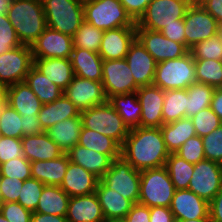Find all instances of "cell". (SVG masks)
<instances>
[{
    "mask_svg": "<svg viewBox=\"0 0 222 222\" xmlns=\"http://www.w3.org/2000/svg\"><path fill=\"white\" fill-rule=\"evenodd\" d=\"M169 154L160 127L131 128L121 146V156L139 171L165 166Z\"/></svg>",
    "mask_w": 222,
    "mask_h": 222,
    "instance_id": "6da1fadb",
    "label": "cell"
},
{
    "mask_svg": "<svg viewBox=\"0 0 222 222\" xmlns=\"http://www.w3.org/2000/svg\"><path fill=\"white\" fill-rule=\"evenodd\" d=\"M6 14L23 45L31 46L47 27L42 0H12Z\"/></svg>",
    "mask_w": 222,
    "mask_h": 222,
    "instance_id": "7a4b0ae2",
    "label": "cell"
},
{
    "mask_svg": "<svg viewBox=\"0 0 222 222\" xmlns=\"http://www.w3.org/2000/svg\"><path fill=\"white\" fill-rule=\"evenodd\" d=\"M194 83L195 62L190 51L180 58L157 63L152 85L167 91L187 89Z\"/></svg>",
    "mask_w": 222,
    "mask_h": 222,
    "instance_id": "3957f363",
    "label": "cell"
},
{
    "mask_svg": "<svg viewBox=\"0 0 222 222\" xmlns=\"http://www.w3.org/2000/svg\"><path fill=\"white\" fill-rule=\"evenodd\" d=\"M174 192V184L165 166L140 171L138 203L147 207H170Z\"/></svg>",
    "mask_w": 222,
    "mask_h": 222,
    "instance_id": "277c9868",
    "label": "cell"
},
{
    "mask_svg": "<svg viewBox=\"0 0 222 222\" xmlns=\"http://www.w3.org/2000/svg\"><path fill=\"white\" fill-rule=\"evenodd\" d=\"M82 127L97 131L123 145L129 133V127L107 101L106 103L81 111Z\"/></svg>",
    "mask_w": 222,
    "mask_h": 222,
    "instance_id": "5b68a950",
    "label": "cell"
},
{
    "mask_svg": "<svg viewBox=\"0 0 222 222\" xmlns=\"http://www.w3.org/2000/svg\"><path fill=\"white\" fill-rule=\"evenodd\" d=\"M48 27L74 36L84 21L83 3L78 0H42Z\"/></svg>",
    "mask_w": 222,
    "mask_h": 222,
    "instance_id": "8992f818",
    "label": "cell"
},
{
    "mask_svg": "<svg viewBox=\"0 0 222 222\" xmlns=\"http://www.w3.org/2000/svg\"><path fill=\"white\" fill-rule=\"evenodd\" d=\"M84 20L103 31L136 26L119 0H91L83 3Z\"/></svg>",
    "mask_w": 222,
    "mask_h": 222,
    "instance_id": "52a82bcc",
    "label": "cell"
},
{
    "mask_svg": "<svg viewBox=\"0 0 222 222\" xmlns=\"http://www.w3.org/2000/svg\"><path fill=\"white\" fill-rule=\"evenodd\" d=\"M193 0H150L136 27L161 31L166 25L184 19L187 8Z\"/></svg>",
    "mask_w": 222,
    "mask_h": 222,
    "instance_id": "ba28073f",
    "label": "cell"
},
{
    "mask_svg": "<svg viewBox=\"0 0 222 222\" xmlns=\"http://www.w3.org/2000/svg\"><path fill=\"white\" fill-rule=\"evenodd\" d=\"M100 182L108 189L115 190L124 198L138 203L140 193V171L126 161L122 156L113 159L108 171Z\"/></svg>",
    "mask_w": 222,
    "mask_h": 222,
    "instance_id": "9c48e42d",
    "label": "cell"
},
{
    "mask_svg": "<svg viewBox=\"0 0 222 222\" xmlns=\"http://www.w3.org/2000/svg\"><path fill=\"white\" fill-rule=\"evenodd\" d=\"M185 46L190 50L198 42L218 34L220 24L197 1H193L184 16Z\"/></svg>",
    "mask_w": 222,
    "mask_h": 222,
    "instance_id": "30bf717a",
    "label": "cell"
},
{
    "mask_svg": "<svg viewBox=\"0 0 222 222\" xmlns=\"http://www.w3.org/2000/svg\"><path fill=\"white\" fill-rule=\"evenodd\" d=\"M34 65L29 45H21L0 54V84L4 87L23 82Z\"/></svg>",
    "mask_w": 222,
    "mask_h": 222,
    "instance_id": "8fae6325",
    "label": "cell"
},
{
    "mask_svg": "<svg viewBox=\"0 0 222 222\" xmlns=\"http://www.w3.org/2000/svg\"><path fill=\"white\" fill-rule=\"evenodd\" d=\"M221 188L222 167L220 163L204 159L194 165L188 190L209 203Z\"/></svg>",
    "mask_w": 222,
    "mask_h": 222,
    "instance_id": "7c38bea8",
    "label": "cell"
},
{
    "mask_svg": "<svg viewBox=\"0 0 222 222\" xmlns=\"http://www.w3.org/2000/svg\"><path fill=\"white\" fill-rule=\"evenodd\" d=\"M102 84L108 99L135 92L139 88L125 59L103 60Z\"/></svg>",
    "mask_w": 222,
    "mask_h": 222,
    "instance_id": "4fadbf2b",
    "label": "cell"
},
{
    "mask_svg": "<svg viewBox=\"0 0 222 222\" xmlns=\"http://www.w3.org/2000/svg\"><path fill=\"white\" fill-rule=\"evenodd\" d=\"M136 38L157 63L180 58L189 52L184 44L169 40L160 31L136 27Z\"/></svg>",
    "mask_w": 222,
    "mask_h": 222,
    "instance_id": "5bb4252c",
    "label": "cell"
},
{
    "mask_svg": "<svg viewBox=\"0 0 222 222\" xmlns=\"http://www.w3.org/2000/svg\"><path fill=\"white\" fill-rule=\"evenodd\" d=\"M63 94L80 112L108 101L102 82L84 79L76 75Z\"/></svg>",
    "mask_w": 222,
    "mask_h": 222,
    "instance_id": "9a60e30c",
    "label": "cell"
},
{
    "mask_svg": "<svg viewBox=\"0 0 222 222\" xmlns=\"http://www.w3.org/2000/svg\"><path fill=\"white\" fill-rule=\"evenodd\" d=\"M30 47L33 58L70 59L74 45L71 36L47 26Z\"/></svg>",
    "mask_w": 222,
    "mask_h": 222,
    "instance_id": "2e32d148",
    "label": "cell"
},
{
    "mask_svg": "<svg viewBox=\"0 0 222 222\" xmlns=\"http://www.w3.org/2000/svg\"><path fill=\"white\" fill-rule=\"evenodd\" d=\"M125 60L139 87L152 85L157 62L137 38L130 44Z\"/></svg>",
    "mask_w": 222,
    "mask_h": 222,
    "instance_id": "e0dca14e",
    "label": "cell"
},
{
    "mask_svg": "<svg viewBox=\"0 0 222 222\" xmlns=\"http://www.w3.org/2000/svg\"><path fill=\"white\" fill-rule=\"evenodd\" d=\"M169 208L175 222L206 218L209 215V203L188 189L175 190Z\"/></svg>",
    "mask_w": 222,
    "mask_h": 222,
    "instance_id": "ac0fdd59",
    "label": "cell"
},
{
    "mask_svg": "<svg viewBox=\"0 0 222 222\" xmlns=\"http://www.w3.org/2000/svg\"><path fill=\"white\" fill-rule=\"evenodd\" d=\"M136 38V26L106 30L98 54L103 60L125 59L130 44Z\"/></svg>",
    "mask_w": 222,
    "mask_h": 222,
    "instance_id": "d6986e66",
    "label": "cell"
},
{
    "mask_svg": "<svg viewBox=\"0 0 222 222\" xmlns=\"http://www.w3.org/2000/svg\"><path fill=\"white\" fill-rule=\"evenodd\" d=\"M136 93L141 104V124L139 127H161L164 124L162 118L164 90L150 85L139 87Z\"/></svg>",
    "mask_w": 222,
    "mask_h": 222,
    "instance_id": "ffe728a7",
    "label": "cell"
},
{
    "mask_svg": "<svg viewBox=\"0 0 222 222\" xmlns=\"http://www.w3.org/2000/svg\"><path fill=\"white\" fill-rule=\"evenodd\" d=\"M100 179L82 166L69 162L63 182L60 187L69 197L92 194Z\"/></svg>",
    "mask_w": 222,
    "mask_h": 222,
    "instance_id": "44dd1931",
    "label": "cell"
},
{
    "mask_svg": "<svg viewBox=\"0 0 222 222\" xmlns=\"http://www.w3.org/2000/svg\"><path fill=\"white\" fill-rule=\"evenodd\" d=\"M66 218L68 222H105L96 193L70 197Z\"/></svg>",
    "mask_w": 222,
    "mask_h": 222,
    "instance_id": "7402d4cb",
    "label": "cell"
},
{
    "mask_svg": "<svg viewBox=\"0 0 222 222\" xmlns=\"http://www.w3.org/2000/svg\"><path fill=\"white\" fill-rule=\"evenodd\" d=\"M6 103L14 108L20 116H38L43 103L30 89L25 81L6 88Z\"/></svg>",
    "mask_w": 222,
    "mask_h": 222,
    "instance_id": "603a6c76",
    "label": "cell"
},
{
    "mask_svg": "<svg viewBox=\"0 0 222 222\" xmlns=\"http://www.w3.org/2000/svg\"><path fill=\"white\" fill-rule=\"evenodd\" d=\"M21 142L24 157L30 162L56 159L64 153L45 131L23 136Z\"/></svg>",
    "mask_w": 222,
    "mask_h": 222,
    "instance_id": "cb8c5ba5",
    "label": "cell"
},
{
    "mask_svg": "<svg viewBox=\"0 0 222 222\" xmlns=\"http://www.w3.org/2000/svg\"><path fill=\"white\" fill-rule=\"evenodd\" d=\"M67 155L70 162L82 166L99 179L108 171L113 161L108 155L82 147L79 144L72 147Z\"/></svg>",
    "mask_w": 222,
    "mask_h": 222,
    "instance_id": "d4e9b609",
    "label": "cell"
},
{
    "mask_svg": "<svg viewBox=\"0 0 222 222\" xmlns=\"http://www.w3.org/2000/svg\"><path fill=\"white\" fill-rule=\"evenodd\" d=\"M34 66L63 91L75 76L72 63L67 58H33Z\"/></svg>",
    "mask_w": 222,
    "mask_h": 222,
    "instance_id": "484cf974",
    "label": "cell"
},
{
    "mask_svg": "<svg viewBox=\"0 0 222 222\" xmlns=\"http://www.w3.org/2000/svg\"><path fill=\"white\" fill-rule=\"evenodd\" d=\"M69 162L67 153L52 160L33 161L31 162V176L44 185L60 186Z\"/></svg>",
    "mask_w": 222,
    "mask_h": 222,
    "instance_id": "4316f807",
    "label": "cell"
},
{
    "mask_svg": "<svg viewBox=\"0 0 222 222\" xmlns=\"http://www.w3.org/2000/svg\"><path fill=\"white\" fill-rule=\"evenodd\" d=\"M70 60L76 76L102 82L103 59L98 53L73 47Z\"/></svg>",
    "mask_w": 222,
    "mask_h": 222,
    "instance_id": "83f0119b",
    "label": "cell"
},
{
    "mask_svg": "<svg viewBox=\"0 0 222 222\" xmlns=\"http://www.w3.org/2000/svg\"><path fill=\"white\" fill-rule=\"evenodd\" d=\"M95 193L100 202L105 220L125 218L134 204L115 190L106 188L100 181Z\"/></svg>",
    "mask_w": 222,
    "mask_h": 222,
    "instance_id": "f1b7e54d",
    "label": "cell"
},
{
    "mask_svg": "<svg viewBox=\"0 0 222 222\" xmlns=\"http://www.w3.org/2000/svg\"><path fill=\"white\" fill-rule=\"evenodd\" d=\"M79 109L63 94L59 99L43 104L38 113L41 127L44 131L65 119L80 116Z\"/></svg>",
    "mask_w": 222,
    "mask_h": 222,
    "instance_id": "f546056e",
    "label": "cell"
},
{
    "mask_svg": "<svg viewBox=\"0 0 222 222\" xmlns=\"http://www.w3.org/2000/svg\"><path fill=\"white\" fill-rule=\"evenodd\" d=\"M81 128L82 120L77 116L60 121L45 132L64 153H67L78 144Z\"/></svg>",
    "mask_w": 222,
    "mask_h": 222,
    "instance_id": "4dcf8cb0",
    "label": "cell"
},
{
    "mask_svg": "<svg viewBox=\"0 0 222 222\" xmlns=\"http://www.w3.org/2000/svg\"><path fill=\"white\" fill-rule=\"evenodd\" d=\"M160 129L166 148L170 153H175L190 137L196 135L192 120L187 117L163 124Z\"/></svg>",
    "mask_w": 222,
    "mask_h": 222,
    "instance_id": "1f68e13d",
    "label": "cell"
},
{
    "mask_svg": "<svg viewBox=\"0 0 222 222\" xmlns=\"http://www.w3.org/2000/svg\"><path fill=\"white\" fill-rule=\"evenodd\" d=\"M69 200V195L60 186L44 185L35 212L66 216Z\"/></svg>",
    "mask_w": 222,
    "mask_h": 222,
    "instance_id": "d6a6232c",
    "label": "cell"
},
{
    "mask_svg": "<svg viewBox=\"0 0 222 222\" xmlns=\"http://www.w3.org/2000/svg\"><path fill=\"white\" fill-rule=\"evenodd\" d=\"M123 122L131 128L139 127L141 124V104L136 91L122 95H114L108 99Z\"/></svg>",
    "mask_w": 222,
    "mask_h": 222,
    "instance_id": "836d02e7",
    "label": "cell"
},
{
    "mask_svg": "<svg viewBox=\"0 0 222 222\" xmlns=\"http://www.w3.org/2000/svg\"><path fill=\"white\" fill-rule=\"evenodd\" d=\"M78 144L106 154L112 160L121 156V146L114 139L88 128H81Z\"/></svg>",
    "mask_w": 222,
    "mask_h": 222,
    "instance_id": "e575fe53",
    "label": "cell"
},
{
    "mask_svg": "<svg viewBox=\"0 0 222 222\" xmlns=\"http://www.w3.org/2000/svg\"><path fill=\"white\" fill-rule=\"evenodd\" d=\"M43 103H51L63 95V90L43 75L34 65L24 80Z\"/></svg>",
    "mask_w": 222,
    "mask_h": 222,
    "instance_id": "d590c367",
    "label": "cell"
},
{
    "mask_svg": "<svg viewBox=\"0 0 222 222\" xmlns=\"http://www.w3.org/2000/svg\"><path fill=\"white\" fill-rule=\"evenodd\" d=\"M187 98V89L164 91V104L162 108L164 124L186 117Z\"/></svg>",
    "mask_w": 222,
    "mask_h": 222,
    "instance_id": "8d00e7d4",
    "label": "cell"
},
{
    "mask_svg": "<svg viewBox=\"0 0 222 222\" xmlns=\"http://www.w3.org/2000/svg\"><path fill=\"white\" fill-rule=\"evenodd\" d=\"M165 167L168 170L175 190L188 189L194 171L193 164H190L176 153H170L166 160Z\"/></svg>",
    "mask_w": 222,
    "mask_h": 222,
    "instance_id": "74e56055",
    "label": "cell"
},
{
    "mask_svg": "<svg viewBox=\"0 0 222 222\" xmlns=\"http://www.w3.org/2000/svg\"><path fill=\"white\" fill-rule=\"evenodd\" d=\"M215 88L202 83H194L187 88L186 117L191 118L200 110L210 107Z\"/></svg>",
    "mask_w": 222,
    "mask_h": 222,
    "instance_id": "f35d334b",
    "label": "cell"
},
{
    "mask_svg": "<svg viewBox=\"0 0 222 222\" xmlns=\"http://www.w3.org/2000/svg\"><path fill=\"white\" fill-rule=\"evenodd\" d=\"M196 82L207 84L215 89L222 88V61L194 60Z\"/></svg>",
    "mask_w": 222,
    "mask_h": 222,
    "instance_id": "ab89813d",
    "label": "cell"
},
{
    "mask_svg": "<svg viewBox=\"0 0 222 222\" xmlns=\"http://www.w3.org/2000/svg\"><path fill=\"white\" fill-rule=\"evenodd\" d=\"M103 33V30L98 29L84 20L72 37L73 45L77 48H83L98 53Z\"/></svg>",
    "mask_w": 222,
    "mask_h": 222,
    "instance_id": "60d3db41",
    "label": "cell"
},
{
    "mask_svg": "<svg viewBox=\"0 0 222 222\" xmlns=\"http://www.w3.org/2000/svg\"><path fill=\"white\" fill-rule=\"evenodd\" d=\"M0 120L2 136L22 138L21 116L6 102L0 108Z\"/></svg>",
    "mask_w": 222,
    "mask_h": 222,
    "instance_id": "b9f144b4",
    "label": "cell"
},
{
    "mask_svg": "<svg viewBox=\"0 0 222 222\" xmlns=\"http://www.w3.org/2000/svg\"><path fill=\"white\" fill-rule=\"evenodd\" d=\"M194 60L212 59L222 61V42L218 34L198 42L189 50Z\"/></svg>",
    "mask_w": 222,
    "mask_h": 222,
    "instance_id": "7bdbcfd3",
    "label": "cell"
},
{
    "mask_svg": "<svg viewBox=\"0 0 222 222\" xmlns=\"http://www.w3.org/2000/svg\"><path fill=\"white\" fill-rule=\"evenodd\" d=\"M44 184L34 178L23 181V186L19 194L18 203L24 208L35 212Z\"/></svg>",
    "mask_w": 222,
    "mask_h": 222,
    "instance_id": "ee69618b",
    "label": "cell"
},
{
    "mask_svg": "<svg viewBox=\"0 0 222 222\" xmlns=\"http://www.w3.org/2000/svg\"><path fill=\"white\" fill-rule=\"evenodd\" d=\"M190 119L195 127L196 135L199 137L210 134L222 124L219 116L210 107L200 110Z\"/></svg>",
    "mask_w": 222,
    "mask_h": 222,
    "instance_id": "f6af8a7d",
    "label": "cell"
},
{
    "mask_svg": "<svg viewBox=\"0 0 222 222\" xmlns=\"http://www.w3.org/2000/svg\"><path fill=\"white\" fill-rule=\"evenodd\" d=\"M0 177L17 178L22 181L32 178L31 162L25 157L10 159L0 164Z\"/></svg>",
    "mask_w": 222,
    "mask_h": 222,
    "instance_id": "bcb514c9",
    "label": "cell"
},
{
    "mask_svg": "<svg viewBox=\"0 0 222 222\" xmlns=\"http://www.w3.org/2000/svg\"><path fill=\"white\" fill-rule=\"evenodd\" d=\"M205 159L222 163V124L210 134L201 137Z\"/></svg>",
    "mask_w": 222,
    "mask_h": 222,
    "instance_id": "7dc6e473",
    "label": "cell"
},
{
    "mask_svg": "<svg viewBox=\"0 0 222 222\" xmlns=\"http://www.w3.org/2000/svg\"><path fill=\"white\" fill-rule=\"evenodd\" d=\"M175 153L193 165L205 159L202 139L197 135L190 137Z\"/></svg>",
    "mask_w": 222,
    "mask_h": 222,
    "instance_id": "c3c4849f",
    "label": "cell"
},
{
    "mask_svg": "<svg viewBox=\"0 0 222 222\" xmlns=\"http://www.w3.org/2000/svg\"><path fill=\"white\" fill-rule=\"evenodd\" d=\"M21 45L7 14H0V54H4Z\"/></svg>",
    "mask_w": 222,
    "mask_h": 222,
    "instance_id": "681fc988",
    "label": "cell"
},
{
    "mask_svg": "<svg viewBox=\"0 0 222 222\" xmlns=\"http://www.w3.org/2000/svg\"><path fill=\"white\" fill-rule=\"evenodd\" d=\"M18 157H24L21 138L2 136L0 138V164Z\"/></svg>",
    "mask_w": 222,
    "mask_h": 222,
    "instance_id": "f907efd6",
    "label": "cell"
},
{
    "mask_svg": "<svg viewBox=\"0 0 222 222\" xmlns=\"http://www.w3.org/2000/svg\"><path fill=\"white\" fill-rule=\"evenodd\" d=\"M23 181L17 178L0 177V198L3 203L17 202Z\"/></svg>",
    "mask_w": 222,
    "mask_h": 222,
    "instance_id": "816d5d0a",
    "label": "cell"
},
{
    "mask_svg": "<svg viewBox=\"0 0 222 222\" xmlns=\"http://www.w3.org/2000/svg\"><path fill=\"white\" fill-rule=\"evenodd\" d=\"M32 211L24 208L18 202H6L2 204L1 214L9 222H31Z\"/></svg>",
    "mask_w": 222,
    "mask_h": 222,
    "instance_id": "f5cc1de1",
    "label": "cell"
},
{
    "mask_svg": "<svg viewBox=\"0 0 222 222\" xmlns=\"http://www.w3.org/2000/svg\"><path fill=\"white\" fill-rule=\"evenodd\" d=\"M184 20L177 19V23L166 25L160 32L169 40L185 45Z\"/></svg>",
    "mask_w": 222,
    "mask_h": 222,
    "instance_id": "db71d44e",
    "label": "cell"
},
{
    "mask_svg": "<svg viewBox=\"0 0 222 222\" xmlns=\"http://www.w3.org/2000/svg\"><path fill=\"white\" fill-rule=\"evenodd\" d=\"M131 18L137 22L144 14L150 0H119Z\"/></svg>",
    "mask_w": 222,
    "mask_h": 222,
    "instance_id": "11a10c76",
    "label": "cell"
},
{
    "mask_svg": "<svg viewBox=\"0 0 222 222\" xmlns=\"http://www.w3.org/2000/svg\"><path fill=\"white\" fill-rule=\"evenodd\" d=\"M124 219L126 222H150V207L134 203Z\"/></svg>",
    "mask_w": 222,
    "mask_h": 222,
    "instance_id": "9f6ffc18",
    "label": "cell"
},
{
    "mask_svg": "<svg viewBox=\"0 0 222 222\" xmlns=\"http://www.w3.org/2000/svg\"><path fill=\"white\" fill-rule=\"evenodd\" d=\"M22 121V137L27 135H38L44 130L41 127L38 116L25 117L21 116Z\"/></svg>",
    "mask_w": 222,
    "mask_h": 222,
    "instance_id": "6f0895ef",
    "label": "cell"
},
{
    "mask_svg": "<svg viewBox=\"0 0 222 222\" xmlns=\"http://www.w3.org/2000/svg\"><path fill=\"white\" fill-rule=\"evenodd\" d=\"M150 222H175L169 207H150Z\"/></svg>",
    "mask_w": 222,
    "mask_h": 222,
    "instance_id": "680465c9",
    "label": "cell"
},
{
    "mask_svg": "<svg viewBox=\"0 0 222 222\" xmlns=\"http://www.w3.org/2000/svg\"><path fill=\"white\" fill-rule=\"evenodd\" d=\"M219 24H222V0H196Z\"/></svg>",
    "mask_w": 222,
    "mask_h": 222,
    "instance_id": "91938a15",
    "label": "cell"
},
{
    "mask_svg": "<svg viewBox=\"0 0 222 222\" xmlns=\"http://www.w3.org/2000/svg\"><path fill=\"white\" fill-rule=\"evenodd\" d=\"M209 216L212 222H222V188L209 202Z\"/></svg>",
    "mask_w": 222,
    "mask_h": 222,
    "instance_id": "94428289",
    "label": "cell"
},
{
    "mask_svg": "<svg viewBox=\"0 0 222 222\" xmlns=\"http://www.w3.org/2000/svg\"><path fill=\"white\" fill-rule=\"evenodd\" d=\"M31 222H68L66 216L33 212Z\"/></svg>",
    "mask_w": 222,
    "mask_h": 222,
    "instance_id": "6125c7cd",
    "label": "cell"
},
{
    "mask_svg": "<svg viewBox=\"0 0 222 222\" xmlns=\"http://www.w3.org/2000/svg\"><path fill=\"white\" fill-rule=\"evenodd\" d=\"M210 108L214 111L222 121V88L215 89Z\"/></svg>",
    "mask_w": 222,
    "mask_h": 222,
    "instance_id": "be15d7a7",
    "label": "cell"
},
{
    "mask_svg": "<svg viewBox=\"0 0 222 222\" xmlns=\"http://www.w3.org/2000/svg\"><path fill=\"white\" fill-rule=\"evenodd\" d=\"M12 0H0V14H5Z\"/></svg>",
    "mask_w": 222,
    "mask_h": 222,
    "instance_id": "e7e4bbea",
    "label": "cell"
},
{
    "mask_svg": "<svg viewBox=\"0 0 222 222\" xmlns=\"http://www.w3.org/2000/svg\"><path fill=\"white\" fill-rule=\"evenodd\" d=\"M6 102V87L0 84V108Z\"/></svg>",
    "mask_w": 222,
    "mask_h": 222,
    "instance_id": "03108f58",
    "label": "cell"
},
{
    "mask_svg": "<svg viewBox=\"0 0 222 222\" xmlns=\"http://www.w3.org/2000/svg\"><path fill=\"white\" fill-rule=\"evenodd\" d=\"M176 222H212L210 216L208 215L206 218L195 219V220H183V221H176Z\"/></svg>",
    "mask_w": 222,
    "mask_h": 222,
    "instance_id": "003e7915",
    "label": "cell"
},
{
    "mask_svg": "<svg viewBox=\"0 0 222 222\" xmlns=\"http://www.w3.org/2000/svg\"><path fill=\"white\" fill-rule=\"evenodd\" d=\"M105 222H126L124 218H117V219H109L106 220Z\"/></svg>",
    "mask_w": 222,
    "mask_h": 222,
    "instance_id": "a7ac6f4b",
    "label": "cell"
},
{
    "mask_svg": "<svg viewBox=\"0 0 222 222\" xmlns=\"http://www.w3.org/2000/svg\"><path fill=\"white\" fill-rule=\"evenodd\" d=\"M218 35H219L221 42H222V24H220V26H219Z\"/></svg>",
    "mask_w": 222,
    "mask_h": 222,
    "instance_id": "89a4df30",
    "label": "cell"
},
{
    "mask_svg": "<svg viewBox=\"0 0 222 222\" xmlns=\"http://www.w3.org/2000/svg\"><path fill=\"white\" fill-rule=\"evenodd\" d=\"M0 222H9V221L0 213Z\"/></svg>",
    "mask_w": 222,
    "mask_h": 222,
    "instance_id": "2644e50d",
    "label": "cell"
},
{
    "mask_svg": "<svg viewBox=\"0 0 222 222\" xmlns=\"http://www.w3.org/2000/svg\"><path fill=\"white\" fill-rule=\"evenodd\" d=\"M2 204H3V202H2V200L0 198V213H1V209H2Z\"/></svg>",
    "mask_w": 222,
    "mask_h": 222,
    "instance_id": "8c879c8a",
    "label": "cell"
},
{
    "mask_svg": "<svg viewBox=\"0 0 222 222\" xmlns=\"http://www.w3.org/2000/svg\"><path fill=\"white\" fill-rule=\"evenodd\" d=\"M78 1H80L82 3H85V2H88V1H91V0H78Z\"/></svg>",
    "mask_w": 222,
    "mask_h": 222,
    "instance_id": "753ad0ef",
    "label": "cell"
}]
</instances>
